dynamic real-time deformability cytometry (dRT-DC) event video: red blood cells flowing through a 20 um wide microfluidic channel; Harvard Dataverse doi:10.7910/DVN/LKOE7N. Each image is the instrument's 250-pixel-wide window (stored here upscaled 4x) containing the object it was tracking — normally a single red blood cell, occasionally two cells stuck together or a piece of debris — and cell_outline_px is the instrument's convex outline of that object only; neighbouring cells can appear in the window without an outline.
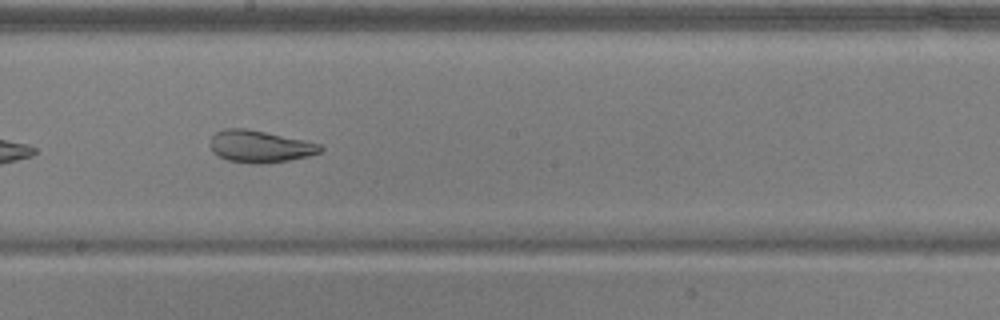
{"species": "common noctule bat (a hibernating species)", "species_latin": "Nyctalus noctula", "temperature_condition": "warm", "stored_images_in_passage": 51, "camera_frame_rate_fps": 3000, "um_per_image_px": 0.085, "animal": {"sex": "male", "body_mass_g": 17.9, "forearm_length_mm": 54.2}, "frame": {"image": 1, "passage_image": 30, "time_ms": 9.667, "image_size_px": [1000, 320], "cell_outline_px": [[324, 148], [320, 152], [308, 156], [288, 160], [264, 164], [252, 164], [228, 160], [212, 152], [208, 144], [212, 136], [216, 132], [224, 128], [244, 128], [304, 140], [320, 144]], "centroid_in_image_um": [22.05, 12.45], "position_along_channel_um": 226.1, "area_um2": 20.58}, "authors_computed_cell_mechanics": {"area_um2": 28.0908, "velocity_mm_per_s": 3.9176, "shape_relaxation_time_tau1_ms": null, "shape_relaxation_time_tau2_ms": 1.3251, "deformation_change_tau1": null, "deformation_change_tau2": 0.0926}}